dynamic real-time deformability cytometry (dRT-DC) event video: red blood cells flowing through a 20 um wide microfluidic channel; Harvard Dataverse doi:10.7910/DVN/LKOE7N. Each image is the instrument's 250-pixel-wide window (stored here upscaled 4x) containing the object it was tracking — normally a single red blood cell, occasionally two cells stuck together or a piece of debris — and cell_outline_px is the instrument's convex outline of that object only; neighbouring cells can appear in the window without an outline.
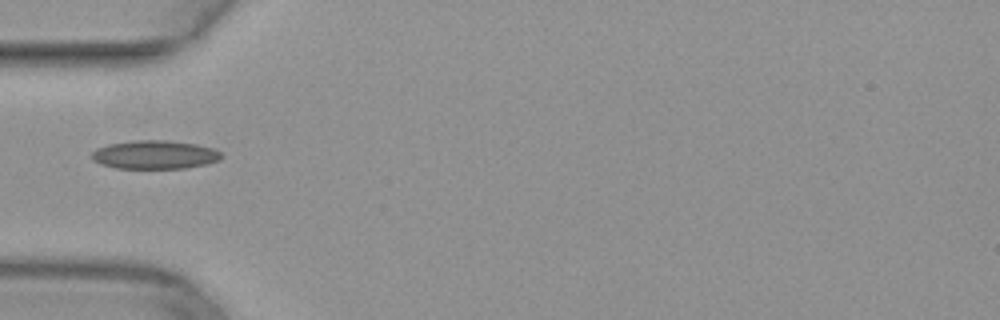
{"species": "common noctule bat (a hibernating species)", "species_latin": "Nyctalus noctula", "temperature_condition": "warm", "stored_images_in_passage": 34, "camera_frame_rate_fps": 3000, "um_per_image_px": 0.085, "animal": {"sex": "female", "body_mass_g": 29.2, "forearm_length_mm": 56.3}, "frame": {"image": 1, "passage_image": 1, "time_ms": 0.0, "image_size_px": [1000, 320], "cell_outline_px": [[224, 156], [220, 160], [208, 164], [184, 168], [116, 168], [100, 164], [92, 160], [92, 152], [96, 148], [108, 144], [132, 140], [168, 140], [196, 144], [212, 148], [220, 152]], "centroid_in_image_um": [13.16, 13.14], "position_along_channel_um": 71.8, "area_um2": 21.73}}
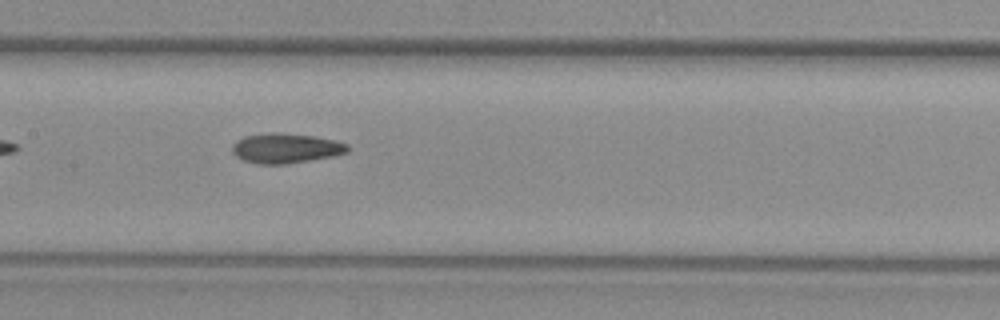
{"frame": {"image": 2, "passage_image": 9, "time_ms": 2.667, "image_size_px": [1000, 320], "cell_outline_px": [[348, 152], [332, 156], [288, 164], [256, 164], [244, 160], [236, 156], [232, 152], [232, 144], [236, 140], [244, 136], [276, 132], [312, 136], [336, 140], [348, 144]], "centroid_in_image_um": [24.27, 12.6], "position_along_channel_um": 183.1, "area_um2": 20.06}}
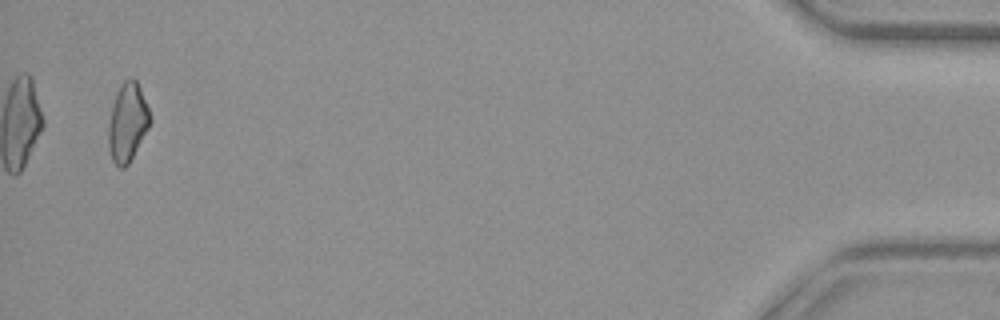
{"frame": {"image": 3, "passage_image": 33, "time_ms": 10.667, "image_size_px": [1000, 320], "cell_outline_px": [[152, 120], [148, 128], [128, 164], [124, 168], [120, 168], [112, 160], [108, 148], [108, 124], [112, 104], [116, 92], [120, 84], [124, 80], [132, 76], [136, 80], [140, 88], [152, 116]], "centroid_in_image_um": [10.83, 10.37], "position_along_channel_um": 424.4, "area_um2": 19.19}}